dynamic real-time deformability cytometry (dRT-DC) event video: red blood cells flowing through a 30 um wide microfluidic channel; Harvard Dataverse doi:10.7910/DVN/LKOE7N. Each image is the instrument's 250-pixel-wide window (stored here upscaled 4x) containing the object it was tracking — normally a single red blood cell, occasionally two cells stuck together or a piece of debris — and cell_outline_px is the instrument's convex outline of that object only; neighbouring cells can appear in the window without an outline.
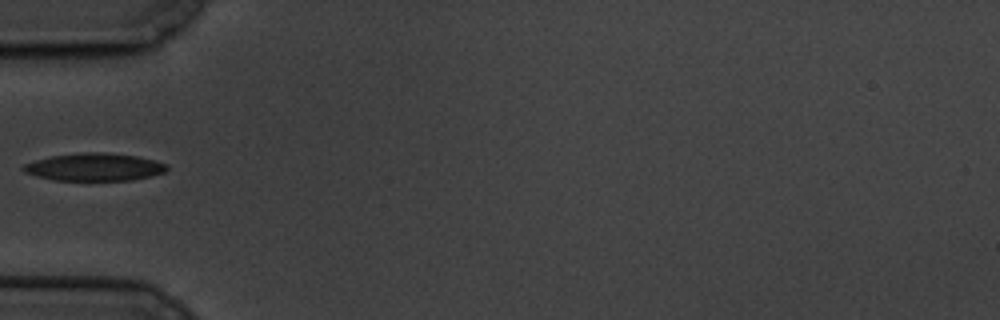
{"species": "common noctule bat (a hibernating species)", "species_latin": "Nyctalus noctula", "temperature_condition": "cold", "stored_images_in_passage": 11, "camera_frame_rate_fps": 3000, "um_per_image_px": 0.085, "animal": {"sex": "male", "body_mass_g": 19.5, "forearm_length_mm": 54.6}, "frame": {"image": 1, "passage_image": 5, "time_ms": 5.667, "image_size_px": [1000, 320], "cell_outline_px": [[168, 168], [164, 172], [152, 176], [132, 180], [52, 180], [36, 176], [24, 172], [20, 168], [24, 164], [36, 160], [52, 156], [80, 152], [104, 152], [136, 156], [156, 160], [168, 164]], "centroid_in_image_um": [8.03, 14.19], "position_along_channel_um": 77.0, "area_um2": 23.24}}
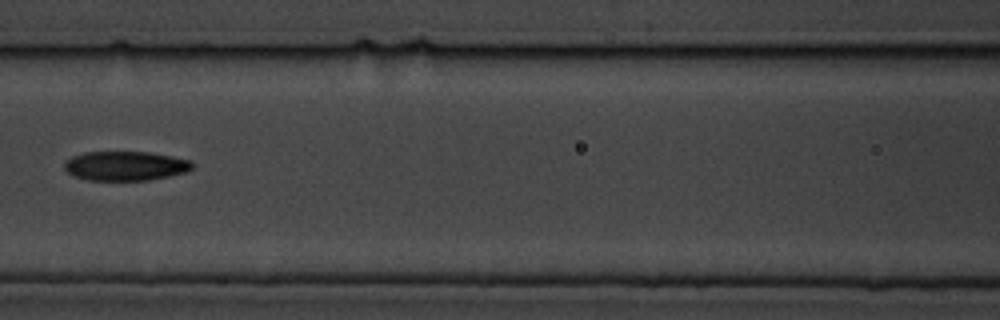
{"frame": {"image": 2, "passage_image": 7, "time_ms": 8.0, "image_size_px": [1000, 320], "cell_outline_px": [[192, 168], [188, 172], [148, 180], [88, 180], [72, 176], [64, 168], [64, 164], [72, 156], [84, 152], [152, 152], [192, 160]], "centroid_in_image_um": [10.67, 14.1], "position_along_channel_um": 155.9, "area_um2": 21.96}}
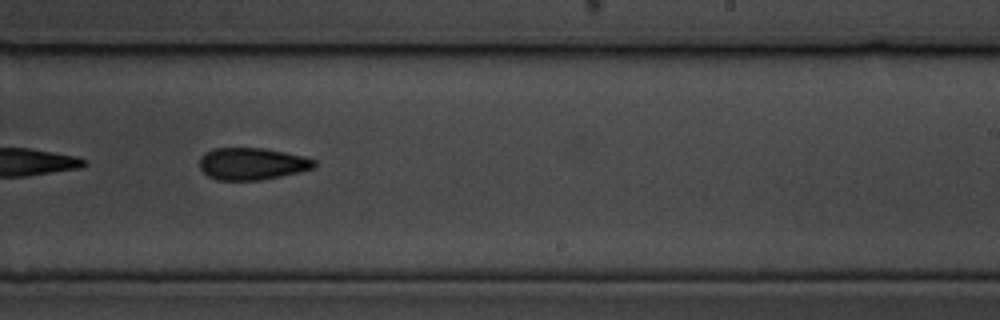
{"frame": {"image": 3, "passage_image": 10, "time_ms": 11.333, "image_size_px": [1000, 320], "cell_outline_px": [[316, 168], [280, 176], [260, 180], [216, 180], [208, 176], [200, 168], [200, 156], [204, 152], [212, 148], [264, 148], [304, 156], [316, 160]], "centroid_in_image_um": [21.41, 13.91], "position_along_channel_um": 267.6, "area_um2": 21.56}}